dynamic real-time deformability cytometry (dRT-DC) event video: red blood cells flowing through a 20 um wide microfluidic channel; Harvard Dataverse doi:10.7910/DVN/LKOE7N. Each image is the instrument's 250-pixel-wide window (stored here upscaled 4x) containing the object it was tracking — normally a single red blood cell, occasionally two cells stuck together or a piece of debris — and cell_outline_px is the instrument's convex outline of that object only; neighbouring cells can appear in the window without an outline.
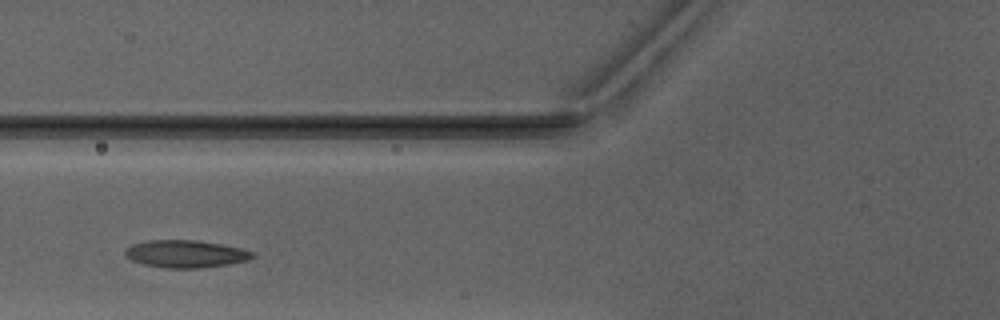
{"species": "Egyptian fruit bat (a non-hibernating species)", "species_latin": "Rousettus aegyptiacus", "temperature_condition": "warm", "stored_images_in_passage": 3, "camera_frame_rate_fps": 3000, "um_per_image_px": 0.085, "animal": {"sex": "male"}, "frame": {"image": 1, "passage_image": 3, "time_ms": 2.333, "image_size_px": [1000, 320], "cell_outline_px": [[256, 256], [248, 260], [228, 264], [200, 268], [164, 268], [144, 264], [132, 260], [124, 256], [124, 252], [132, 244], [148, 240], [196, 240], [220, 244], [240, 248], [256, 252]], "centroid_in_image_um": [15.8, 21.58], "position_along_channel_um": 110.0, "area_um2": 20.4}}